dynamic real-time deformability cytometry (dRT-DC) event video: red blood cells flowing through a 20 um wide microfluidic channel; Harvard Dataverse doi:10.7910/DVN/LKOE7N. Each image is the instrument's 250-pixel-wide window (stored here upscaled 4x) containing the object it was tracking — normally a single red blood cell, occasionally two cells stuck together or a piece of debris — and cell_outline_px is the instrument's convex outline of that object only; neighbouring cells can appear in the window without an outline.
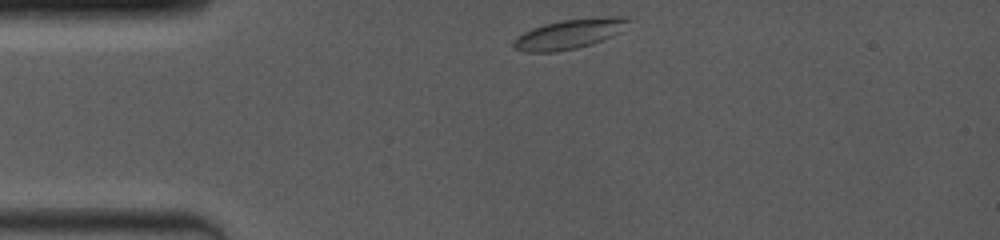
{"species": "common noctule bat (a hibernating species)", "species_latin": "Nyctalus noctula", "temperature_condition": "room temperature", "stored_images_in_passage": 27, "camera_frame_rate_fps": 4000, "um_per_image_px": 0.085, "animal": {"sex": "female", "body_mass_g": 19.0, "forearm_length_mm": 53.3}, "frame": {"image": 1, "passage_image": 1, "time_ms": 0.0, "image_size_px": [1000, 240], "cell_outline_px": [[628, 20], [620, 32], [612, 36], [592, 44], [576, 48], [556, 52], [524, 52], [516, 48], [512, 44], [512, 40], [516, 36], [532, 28], [544, 24], [560, 20], [596, 16], [628, 16]], "centroid_in_image_um": [48.37, 2.87], "position_along_channel_um": 36.6, "area_um2": 20.06}}
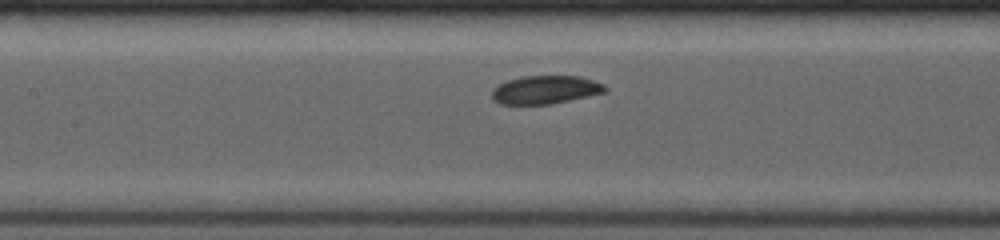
{"frame": {"image": 2, "passage_image": 17, "time_ms": 4.0, "image_size_px": [1000, 240], "cell_outline_px": [[608, 92], [552, 104], [500, 104], [492, 100], [492, 88], [508, 80], [520, 76], [580, 76], [604, 84], [608, 88]], "centroid_in_image_um": [46.37, 7.63], "position_along_channel_um": 161.0, "area_um2": 18.84}}
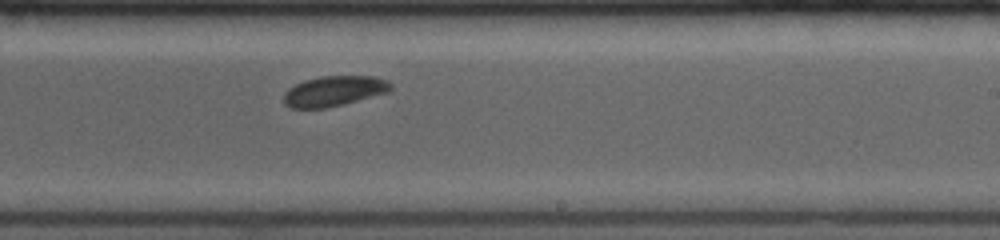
{"frame": {"image": 3, "passage_image": 27, "time_ms": 6.5, "image_size_px": [1000, 240], "cell_outline_px": [[392, 88], [388, 92], [344, 104], [324, 108], [292, 108], [284, 104], [284, 92], [288, 88], [304, 80], [320, 76], [376, 76], [388, 80], [392, 84]], "centroid_in_image_um": [28.4, 7.73], "position_along_channel_um": 260.6, "area_um2": 18.96}}